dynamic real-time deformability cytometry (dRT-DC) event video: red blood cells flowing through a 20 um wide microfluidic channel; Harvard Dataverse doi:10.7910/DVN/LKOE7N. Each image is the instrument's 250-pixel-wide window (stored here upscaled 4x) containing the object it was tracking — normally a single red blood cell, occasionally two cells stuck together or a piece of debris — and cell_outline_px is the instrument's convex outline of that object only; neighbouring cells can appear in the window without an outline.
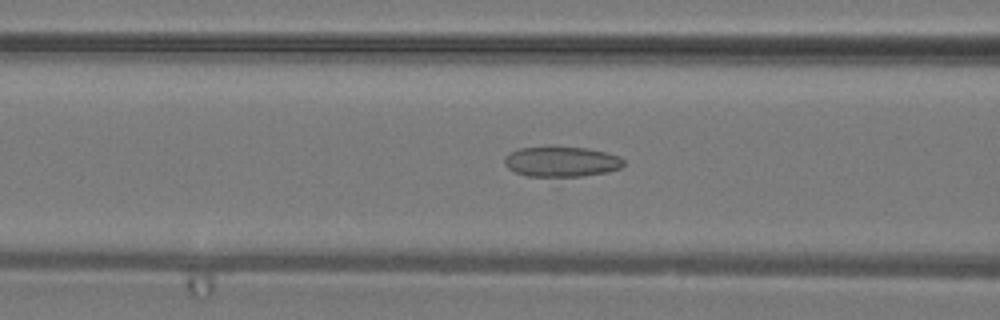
{"species": "common noctule bat (a hibernating species)", "species_latin": "Nyctalus noctula", "temperature_condition": "warm", "stored_images_in_passage": 22, "camera_frame_rate_fps": 3000, "um_per_image_px": 0.085, "animal": {"sex": "male", "body_mass_g": 19.2, "forearm_length_mm": 51.8}, "frame": {"image": 1, "passage_image": 8, "time_ms": 2.333, "image_size_px": [1000, 320], "cell_outline_px": [[624, 164], [620, 168], [608, 172], [580, 176], [528, 176], [516, 172], [508, 168], [504, 164], [504, 156], [520, 148], [552, 144], [588, 148], [620, 156], [624, 160]], "centroid_in_image_um": [47.71, 13.7], "position_along_channel_um": 118.9, "area_um2": 21.56}}
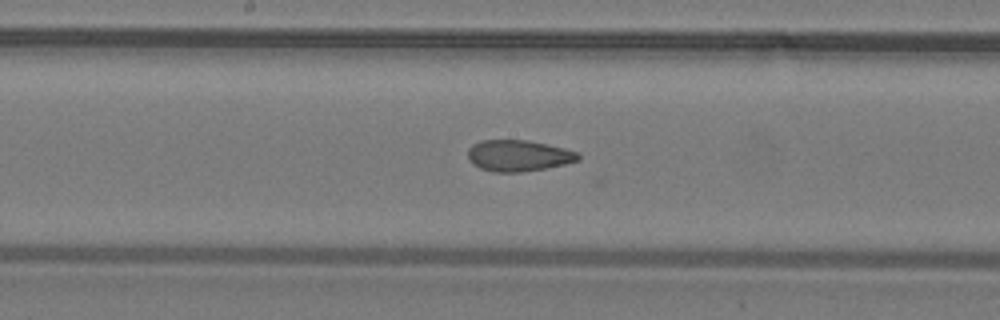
{"frame": {"image": 2, "passage_image": 13, "time_ms": 4.0, "image_size_px": [1000, 320], "cell_outline_px": [[580, 160], [564, 164], [544, 168], [520, 172], [492, 172], [480, 168], [472, 164], [468, 160], [468, 148], [472, 144], [480, 140], [528, 140], [564, 148], [576, 152], [580, 156]], "centroid_in_image_um": [44.02, 13.23], "position_along_channel_um": 204.2, "area_um2": 20.11}}
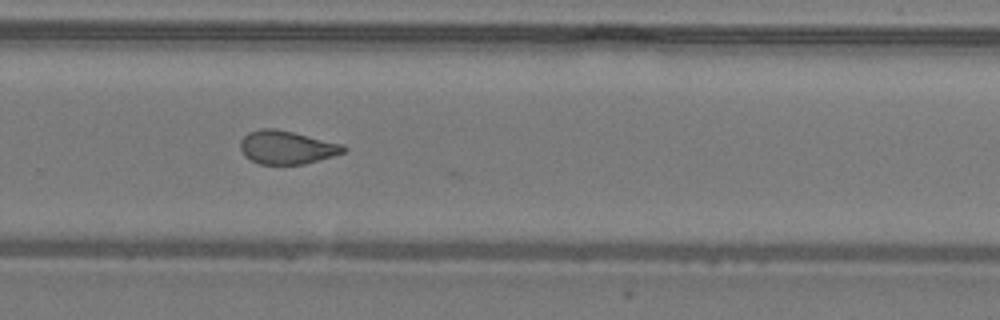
{"frame": {"image": 3, "passage_image": 19, "time_ms": 6.0, "image_size_px": [1000, 320], "cell_outline_px": [[348, 148], [344, 152], [332, 156], [304, 164], [260, 164], [244, 156], [240, 148], [240, 140], [248, 132], [260, 128], [276, 128], [344, 144]], "centroid_in_image_um": [24.37, 12.51], "position_along_channel_um": 305.4, "area_um2": 20.11}}